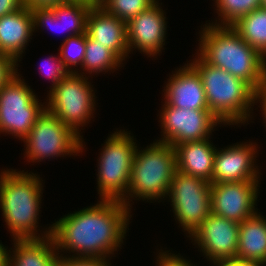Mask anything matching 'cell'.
Wrapping results in <instances>:
<instances>
[{"label":"cell","instance_id":"f546056e","mask_svg":"<svg viewBox=\"0 0 266 266\" xmlns=\"http://www.w3.org/2000/svg\"><path fill=\"white\" fill-rule=\"evenodd\" d=\"M18 65L11 57L0 53V89L18 72Z\"/></svg>","mask_w":266,"mask_h":266},{"label":"cell","instance_id":"30bf717a","mask_svg":"<svg viewBox=\"0 0 266 266\" xmlns=\"http://www.w3.org/2000/svg\"><path fill=\"white\" fill-rule=\"evenodd\" d=\"M169 196V198H168ZM167 198L179 226L190 237L212 213L211 183L202 178L176 171Z\"/></svg>","mask_w":266,"mask_h":266},{"label":"cell","instance_id":"d6986e66","mask_svg":"<svg viewBox=\"0 0 266 266\" xmlns=\"http://www.w3.org/2000/svg\"><path fill=\"white\" fill-rule=\"evenodd\" d=\"M33 33L32 13L26 6L2 16L0 18V53L11 57L18 64Z\"/></svg>","mask_w":266,"mask_h":266},{"label":"cell","instance_id":"f1b7e54d","mask_svg":"<svg viewBox=\"0 0 266 266\" xmlns=\"http://www.w3.org/2000/svg\"><path fill=\"white\" fill-rule=\"evenodd\" d=\"M63 255L62 253L58 256L57 263L60 266H111L109 258H85Z\"/></svg>","mask_w":266,"mask_h":266},{"label":"cell","instance_id":"603a6c76","mask_svg":"<svg viewBox=\"0 0 266 266\" xmlns=\"http://www.w3.org/2000/svg\"><path fill=\"white\" fill-rule=\"evenodd\" d=\"M232 27L249 46L266 59V9H254L241 17Z\"/></svg>","mask_w":266,"mask_h":266},{"label":"cell","instance_id":"9c48e42d","mask_svg":"<svg viewBox=\"0 0 266 266\" xmlns=\"http://www.w3.org/2000/svg\"><path fill=\"white\" fill-rule=\"evenodd\" d=\"M20 76L17 72L0 89V133L12 134L22 141L46 105L39 102L34 91Z\"/></svg>","mask_w":266,"mask_h":266},{"label":"cell","instance_id":"4dcf8cb0","mask_svg":"<svg viewBox=\"0 0 266 266\" xmlns=\"http://www.w3.org/2000/svg\"><path fill=\"white\" fill-rule=\"evenodd\" d=\"M160 250L161 252H159V254L157 255L156 266H193L194 265L187 259H184L183 256L179 255V253L176 255V253L173 254L168 250L167 251H163L162 249Z\"/></svg>","mask_w":266,"mask_h":266},{"label":"cell","instance_id":"d590c367","mask_svg":"<svg viewBox=\"0 0 266 266\" xmlns=\"http://www.w3.org/2000/svg\"><path fill=\"white\" fill-rule=\"evenodd\" d=\"M8 247L0 243V266H8Z\"/></svg>","mask_w":266,"mask_h":266},{"label":"cell","instance_id":"d4e9b609","mask_svg":"<svg viewBox=\"0 0 266 266\" xmlns=\"http://www.w3.org/2000/svg\"><path fill=\"white\" fill-rule=\"evenodd\" d=\"M219 20L214 23L218 26H232L241 17L261 7V0H214Z\"/></svg>","mask_w":266,"mask_h":266},{"label":"cell","instance_id":"484cf974","mask_svg":"<svg viewBox=\"0 0 266 266\" xmlns=\"http://www.w3.org/2000/svg\"><path fill=\"white\" fill-rule=\"evenodd\" d=\"M61 43L62 44L60 49L58 50V54L60 55V59L65 69L69 73H79V69L75 68V70H73L74 68L71 69V67H78V65H80L82 68L86 50V33L71 36L68 38L64 37L63 42Z\"/></svg>","mask_w":266,"mask_h":266},{"label":"cell","instance_id":"5b68a950","mask_svg":"<svg viewBox=\"0 0 266 266\" xmlns=\"http://www.w3.org/2000/svg\"><path fill=\"white\" fill-rule=\"evenodd\" d=\"M139 149L138 147L135 151L129 187L122 201L129 209L132 200L151 202L167 198L171 181L177 171L176 151L171 144L156 141L143 150Z\"/></svg>","mask_w":266,"mask_h":266},{"label":"cell","instance_id":"1f68e13d","mask_svg":"<svg viewBox=\"0 0 266 266\" xmlns=\"http://www.w3.org/2000/svg\"><path fill=\"white\" fill-rule=\"evenodd\" d=\"M68 1L70 0H22L23 6H26L30 10L36 8H51Z\"/></svg>","mask_w":266,"mask_h":266},{"label":"cell","instance_id":"7c38bea8","mask_svg":"<svg viewBox=\"0 0 266 266\" xmlns=\"http://www.w3.org/2000/svg\"><path fill=\"white\" fill-rule=\"evenodd\" d=\"M189 238L212 264L237 258L239 223L211 213Z\"/></svg>","mask_w":266,"mask_h":266},{"label":"cell","instance_id":"44dd1931","mask_svg":"<svg viewBox=\"0 0 266 266\" xmlns=\"http://www.w3.org/2000/svg\"><path fill=\"white\" fill-rule=\"evenodd\" d=\"M8 266H55L58 260L52 236L42 239H13ZM13 252V253H12ZM12 255V256H11Z\"/></svg>","mask_w":266,"mask_h":266},{"label":"cell","instance_id":"ac0fdd59","mask_svg":"<svg viewBox=\"0 0 266 266\" xmlns=\"http://www.w3.org/2000/svg\"><path fill=\"white\" fill-rule=\"evenodd\" d=\"M87 35L113 51L122 61L129 57L127 22L108 13L100 5H93L86 20Z\"/></svg>","mask_w":266,"mask_h":266},{"label":"cell","instance_id":"7a4b0ae2","mask_svg":"<svg viewBox=\"0 0 266 266\" xmlns=\"http://www.w3.org/2000/svg\"><path fill=\"white\" fill-rule=\"evenodd\" d=\"M200 32L197 54L205 62L243 80L255 92L266 86V59L232 26L209 22Z\"/></svg>","mask_w":266,"mask_h":266},{"label":"cell","instance_id":"74e56055","mask_svg":"<svg viewBox=\"0 0 266 266\" xmlns=\"http://www.w3.org/2000/svg\"><path fill=\"white\" fill-rule=\"evenodd\" d=\"M261 8L266 9V0H261Z\"/></svg>","mask_w":266,"mask_h":266},{"label":"cell","instance_id":"4fadbf2b","mask_svg":"<svg viewBox=\"0 0 266 266\" xmlns=\"http://www.w3.org/2000/svg\"><path fill=\"white\" fill-rule=\"evenodd\" d=\"M259 181L211 183L212 213L241 223L257 212Z\"/></svg>","mask_w":266,"mask_h":266},{"label":"cell","instance_id":"f35d334b","mask_svg":"<svg viewBox=\"0 0 266 266\" xmlns=\"http://www.w3.org/2000/svg\"><path fill=\"white\" fill-rule=\"evenodd\" d=\"M70 1H82V2H85V0H70Z\"/></svg>","mask_w":266,"mask_h":266},{"label":"cell","instance_id":"52a82bcc","mask_svg":"<svg viewBox=\"0 0 266 266\" xmlns=\"http://www.w3.org/2000/svg\"><path fill=\"white\" fill-rule=\"evenodd\" d=\"M81 73H69L53 89L49 90L46 109L70 127L78 136L80 127H86L94 118L95 92L88 77ZM85 76V77H84ZM49 100V101H48ZM87 123V124H86Z\"/></svg>","mask_w":266,"mask_h":266},{"label":"cell","instance_id":"e575fe53","mask_svg":"<svg viewBox=\"0 0 266 266\" xmlns=\"http://www.w3.org/2000/svg\"><path fill=\"white\" fill-rule=\"evenodd\" d=\"M260 103L259 105H261L260 107L262 108L261 112H262V116L263 120L266 126V86H264L263 88L259 89L258 91H256L254 93V104L256 103Z\"/></svg>","mask_w":266,"mask_h":266},{"label":"cell","instance_id":"8992f818","mask_svg":"<svg viewBox=\"0 0 266 266\" xmlns=\"http://www.w3.org/2000/svg\"><path fill=\"white\" fill-rule=\"evenodd\" d=\"M114 131L105 140L98 161L97 186L100 200L123 201L130 183L137 144L125 130Z\"/></svg>","mask_w":266,"mask_h":266},{"label":"cell","instance_id":"d6a6232c","mask_svg":"<svg viewBox=\"0 0 266 266\" xmlns=\"http://www.w3.org/2000/svg\"><path fill=\"white\" fill-rule=\"evenodd\" d=\"M214 266H266V262H251L239 258L222 259L213 264Z\"/></svg>","mask_w":266,"mask_h":266},{"label":"cell","instance_id":"ffe728a7","mask_svg":"<svg viewBox=\"0 0 266 266\" xmlns=\"http://www.w3.org/2000/svg\"><path fill=\"white\" fill-rule=\"evenodd\" d=\"M209 138L176 145L177 170L212 183L215 145Z\"/></svg>","mask_w":266,"mask_h":266},{"label":"cell","instance_id":"7402d4cb","mask_svg":"<svg viewBox=\"0 0 266 266\" xmlns=\"http://www.w3.org/2000/svg\"><path fill=\"white\" fill-rule=\"evenodd\" d=\"M237 258L266 262V217L260 212L239 223Z\"/></svg>","mask_w":266,"mask_h":266},{"label":"cell","instance_id":"2e32d148","mask_svg":"<svg viewBox=\"0 0 266 266\" xmlns=\"http://www.w3.org/2000/svg\"><path fill=\"white\" fill-rule=\"evenodd\" d=\"M167 80L163 104L181 109H208L201 76L188 61Z\"/></svg>","mask_w":266,"mask_h":266},{"label":"cell","instance_id":"836d02e7","mask_svg":"<svg viewBox=\"0 0 266 266\" xmlns=\"http://www.w3.org/2000/svg\"><path fill=\"white\" fill-rule=\"evenodd\" d=\"M23 7L22 0H0V18L16 12Z\"/></svg>","mask_w":266,"mask_h":266},{"label":"cell","instance_id":"83f0119b","mask_svg":"<svg viewBox=\"0 0 266 266\" xmlns=\"http://www.w3.org/2000/svg\"><path fill=\"white\" fill-rule=\"evenodd\" d=\"M46 61H47V63H44L45 67L48 66L49 68L47 69V68L43 67L44 73H45L44 75L47 76V78L49 80H51L52 85L49 87V89L51 90L63 78H65L69 74V72L65 69V67H64V65L60 59V55H58V57L56 55H51L47 58ZM44 64H43V66H44ZM40 72H43L42 68H40Z\"/></svg>","mask_w":266,"mask_h":266},{"label":"cell","instance_id":"ba28073f","mask_svg":"<svg viewBox=\"0 0 266 266\" xmlns=\"http://www.w3.org/2000/svg\"><path fill=\"white\" fill-rule=\"evenodd\" d=\"M70 127L47 109L37 118L34 126L23 139L28 162H41L43 159L73 156L83 152L82 140ZM75 153V154H74ZM37 161V162H36Z\"/></svg>","mask_w":266,"mask_h":266},{"label":"cell","instance_id":"8fae6325","mask_svg":"<svg viewBox=\"0 0 266 266\" xmlns=\"http://www.w3.org/2000/svg\"><path fill=\"white\" fill-rule=\"evenodd\" d=\"M159 112L162 138L157 141L171 144L198 141L210 138L214 128L222 124L209 109H181L162 105Z\"/></svg>","mask_w":266,"mask_h":266},{"label":"cell","instance_id":"6da1fadb","mask_svg":"<svg viewBox=\"0 0 266 266\" xmlns=\"http://www.w3.org/2000/svg\"><path fill=\"white\" fill-rule=\"evenodd\" d=\"M130 212L121 201L101 200L64 215L52 224L58 256L63 251L74 253L72 257L110 259L124 242Z\"/></svg>","mask_w":266,"mask_h":266},{"label":"cell","instance_id":"4316f807","mask_svg":"<svg viewBox=\"0 0 266 266\" xmlns=\"http://www.w3.org/2000/svg\"><path fill=\"white\" fill-rule=\"evenodd\" d=\"M157 0H104L101 7L125 22L148 9Z\"/></svg>","mask_w":266,"mask_h":266},{"label":"cell","instance_id":"cb8c5ba5","mask_svg":"<svg viewBox=\"0 0 266 266\" xmlns=\"http://www.w3.org/2000/svg\"><path fill=\"white\" fill-rule=\"evenodd\" d=\"M123 61L110 49L97 43L86 33V50L82 70L89 75L100 74L110 70V73L121 67Z\"/></svg>","mask_w":266,"mask_h":266},{"label":"cell","instance_id":"277c9868","mask_svg":"<svg viewBox=\"0 0 266 266\" xmlns=\"http://www.w3.org/2000/svg\"><path fill=\"white\" fill-rule=\"evenodd\" d=\"M190 61L201 76L208 109L219 121L229 126L248 123L252 118L255 91L243 80L208 64L198 54Z\"/></svg>","mask_w":266,"mask_h":266},{"label":"cell","instance_id":"5bb4252c","mask_svg":"<svg viewBox=\"0 0 266 266\" xmlns=\"http://www.w3.org/2000/svg\"><path fill=\"white\" fill-rule=\"evenodd\" d=\"M255 142H243L217 149L214 156L212 183L260 181L254 161L258 154ZM255 162V163H254Z\"/></svg>","mask_w":266,"mask_h":266},{"label":"cell","instance_id":"9a60e30c","mask_svg":"<svg viewBox=\"0 0 266 266\" xmlns=\"http://www.w3.org/2000/svg\"><path fill=\"white\" fill-rule=\"evenodd\" d=\"M157 0L148 9L127 22V43L129 53L137 49L147 57L162 52L165 45L167 21L164 10ZM165 15V16H164Z\"/></svg>","mask_w":266,"mask_h":266},{"label":"cell","instance_id":"8d00e7d4","mask_svg":"<svg viewBox=\"0 0 266 266\" xmlns=\"http://www.w3.org/2000/svg\"><path fill=\"white\" fill-rule=\"evenodd\" d=\"M104 0H85V3H91L92 5H101Z\"/></svg>","mask_w":266,"mask_h":266},{"label":"cell","instance_id":"3957f363","mask_svg":"<svg viewBox=\"0 0 266 266\" xmlns=\"http://www.w3.org/2000/svg\"><path fill=\"white\" fill-rule=\"evenodd\" d=\"M0 209L13 239H42L52 235V224L38 233L39 212L43 195L42 178L37 174L1 170ZM41 179V180H40ZM37 224V225H36ZM38 234V235H37ZM42 236V237H41Z\"/></svg>","mask_w":266,"mask_h":266},{"label":"cell","instance_id":"e0dca14e","mask_svg":"<svg viewBox=\"0 0 266 266\" xmlns=\"http://www.w3.org/2000/svg\"><path fill=\"white\" fill-rule=\"evenodd\" d=\"M93 5L82 1H68L51 8L31 9L33 17V32L41 27H59L67 32V36L86 33L87 15ZM65 23V24H64ZM38 29V30H37ZM59 29V28H55Z\"/></svg>","mask_w":266,"mask_h":266}]
</instances>
